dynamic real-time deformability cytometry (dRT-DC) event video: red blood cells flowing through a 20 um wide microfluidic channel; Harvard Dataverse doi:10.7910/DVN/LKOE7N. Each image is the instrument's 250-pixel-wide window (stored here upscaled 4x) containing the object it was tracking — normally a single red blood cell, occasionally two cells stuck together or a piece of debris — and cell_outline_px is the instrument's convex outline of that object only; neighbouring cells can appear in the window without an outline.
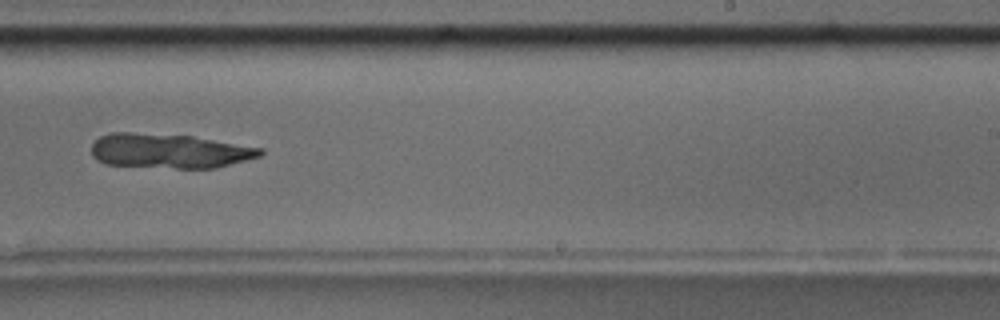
{"species": "common noctule bat (a hibernating species)", "species_latin": "Nyctalus noctula", "temperature_condition": "room temperature", "stored_images_in_passage": 14, "camera_frame_rate_fps": 3000, "um_per_image_px": 0.085, "animal": {"sex": "male", "body_mass_g": 17.5, "forearm_length_mm": 52.3}, "frame": {"image": 1, "passage_image": 8, "time_ms": 8.333, "image_size_px": [1000, 320], "cell_outline_px": [[264, 152], [260, 156], [216, 168], [176, 168], [104, 164], [96, 160], [92, 156], [92, 144], [100, 136], [112, 132], [132, 132], [192, 136], [264, 148]], "centroid_in_image_um": [14.38, 12.83], "position_along_channel_um": 274.6, "area_um2": 34.04}}